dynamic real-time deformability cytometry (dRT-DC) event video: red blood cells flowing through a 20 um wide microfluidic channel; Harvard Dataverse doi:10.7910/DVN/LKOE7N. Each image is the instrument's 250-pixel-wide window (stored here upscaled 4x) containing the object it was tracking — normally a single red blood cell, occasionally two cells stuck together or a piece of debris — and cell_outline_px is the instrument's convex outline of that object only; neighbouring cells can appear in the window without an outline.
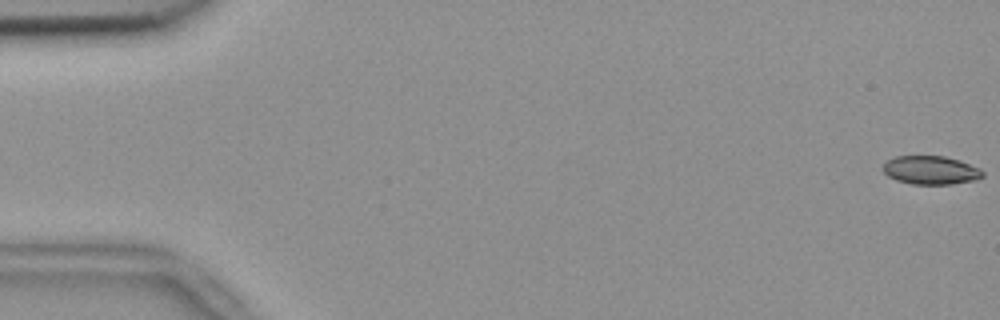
{"species": "common noctule bat (a hibernating species)", "species_latin": "Nyctalus noctula", "temperature_condition": "room temperature", "stored_images_in_passage": 55, "camera_frame_rate_fps": 3000, "um_per_image_px": 0.085, "animal": {"sex": "female", "body_mass_g": 18.4}, "frame": {"image": 1, "passage_image": 1, "time_ms": 0.0, "image_size_px": [1000, 320], "cell_outline_px": [[984, 176], [976, 180], [952, 184], [912, 184], [896, 180], [888, 176], [880, 168], [888, 160], [896, 156], [944, 156], [980, 168], [984, 172]], "centroid_in_image_um": [79.1, 14.47], "position_along_channel_um": 5.9, "area_um2": 16.53}}
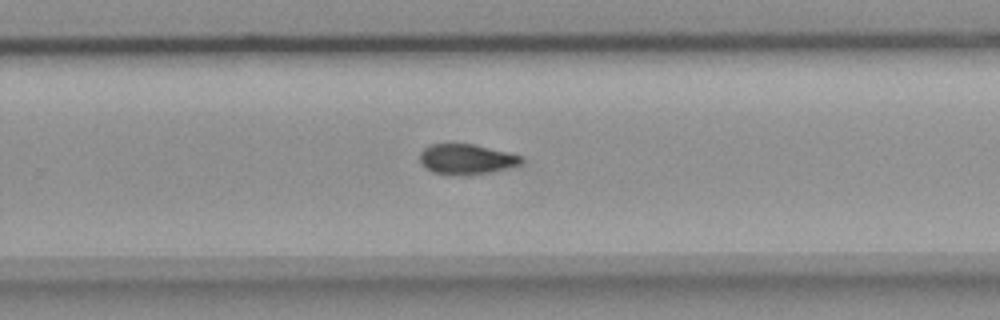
{"frame": {"image": 2, "passage_image": 36, "time_ms": 11.667, "image_size_px": [1000, 320], "cell_outline_px": [[524, 160], [520, 164], [488, 172], [432, 172], [420, 164], [420, 152], [428, 144], [476, 144], [508, 152], [520, 156]], "centroid_in_image_um": [39.61, 13.46], "position_along_channel_um": 290.2, "area_um2": 17.05}}
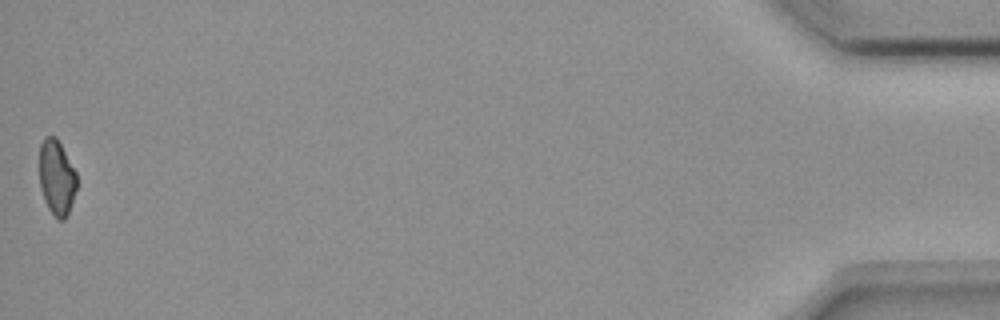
{"frame": {"image": 3, "passage_image": 55, "time_ms": 18.0, "image_size_px": [1000, 320], "cell_outline_px": [[76, 188], [68, 212], [64, 220], [56, 220], [48, 208], [44, 200], [40, 188], [40, 144], [44, 136], [56, 136], [76, 172]], "centroid_in_image_um": [4.8, 15.09], "position_along_channel_um": 430.4, "area_um2": 16.3}, "authors_computed_cell_mechanics": {"area_um2": 17.918, "velocity_mm_per_s": 3.7352, "shape_relaxation_time_tau1_ms": null, "shape_relaxation_time_tau2_ms": 7.8092, "deformation_change_tau1": null, "deformation_change_tau2": 0.1041}}